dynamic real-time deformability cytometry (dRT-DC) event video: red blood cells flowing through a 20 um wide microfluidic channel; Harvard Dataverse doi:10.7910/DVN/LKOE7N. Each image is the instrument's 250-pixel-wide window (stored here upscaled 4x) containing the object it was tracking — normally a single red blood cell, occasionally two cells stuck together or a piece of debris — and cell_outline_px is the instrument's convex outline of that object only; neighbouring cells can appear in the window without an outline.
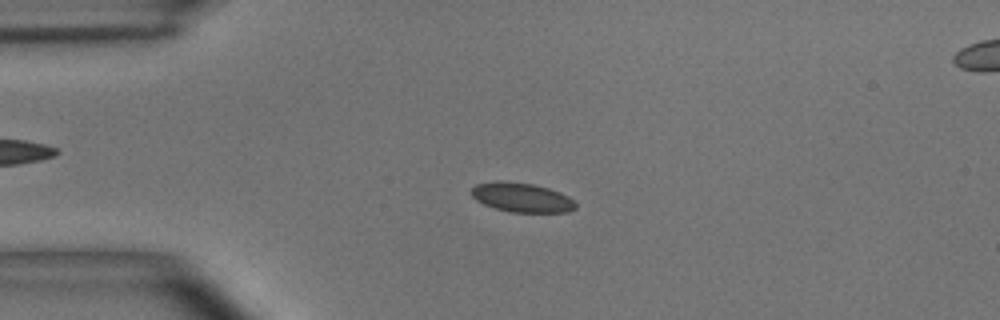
{"species": "common noctule bat (a hibernating species)", "species_latin": "Nyctalus noctula", "temperature_condition": "room temperature", "stored_images_in_passage": 55, "camera_frame_rate_fps": 3000, "um_per_image_px": 0.085, "animal": {"sex": "male", "body_mass_g": 15.6}, "frame": {"image": 1, "passage_image": 13, "time_ms": 4.0, "image_size_px": [1000, 320], "cell_outline_px": [[576, 208], [568, 212], [508, 212], [484, 204], [476, 200], [468, 192], [476, 184], [500, 180], [532, 184], [548, 188], [560, 192], [568, 196], [576, 204]], "centroid_in_image_um": [44.32, 16.78], "position_along_channel_um": 40.7, "area_um2": 17.86}}
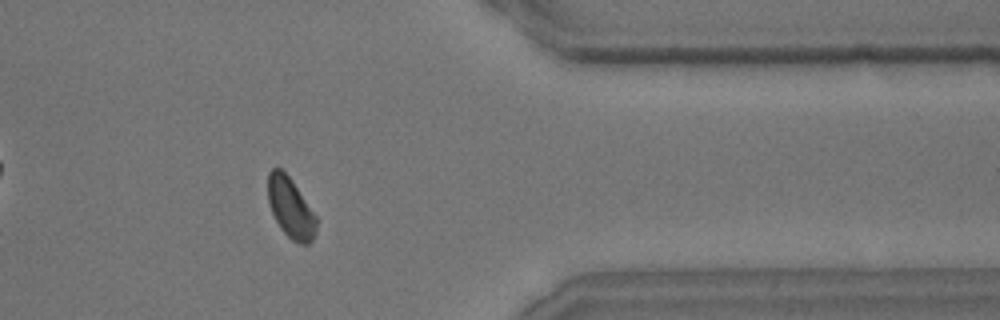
{"frame": {"image": 2, "passage_image": 45, "time_ms": 14.667, "image_size_px": [1000, 320], "cell_outline_px": [[316, 232], [312, 240], [308, 244], [300, 244], [292, 240], [280, 228], [268, 204], [268, 172], [272, 168], [280, 168], [288, 176], [316, 216]], "centroid_in_image_um": [24.68, 17.68], "position_along_channel_um": 386.7, "area_um2": 16.7}}
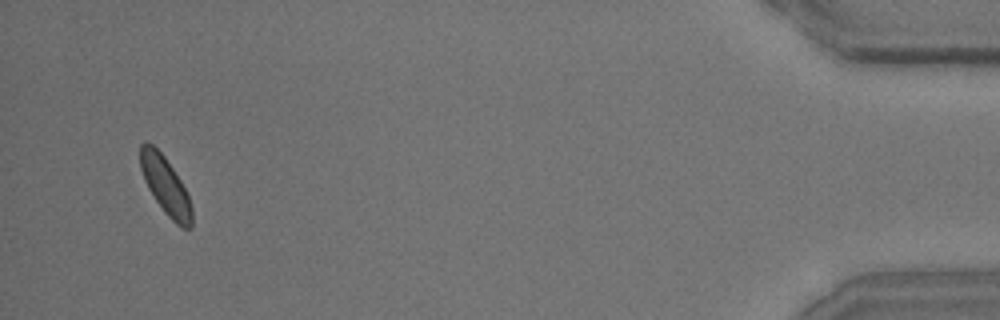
{"frame": {"image": 3, "passage_image": 53, "time_ms": 17.333, "image_size_px": [1000, 320], "cell_outline_px": [[192, 228], [180, 228], [164, 212], [148, 188], [144, 180], [140, 168], [140, 144], [144, 140], [152, 144], [164, 156], [180, 180], [188, 196], [192, 208]], "centroid_in_image_um": [14.05, 15.78], "position_along_channel_um": 421.1, "area_um2": 17.22}, "authors_computed_cell_mechanics": {"area_um2": 17.629, "velocity_mm_per_s": 3.6207, "shape_relaxation_time_tau1_ms": 4.5588, "shape_relaxation_time_tau2_ms": 2.4508, "deformation_change_tau1": 0.0662, "deformation_change_tau2": 0.0718}}